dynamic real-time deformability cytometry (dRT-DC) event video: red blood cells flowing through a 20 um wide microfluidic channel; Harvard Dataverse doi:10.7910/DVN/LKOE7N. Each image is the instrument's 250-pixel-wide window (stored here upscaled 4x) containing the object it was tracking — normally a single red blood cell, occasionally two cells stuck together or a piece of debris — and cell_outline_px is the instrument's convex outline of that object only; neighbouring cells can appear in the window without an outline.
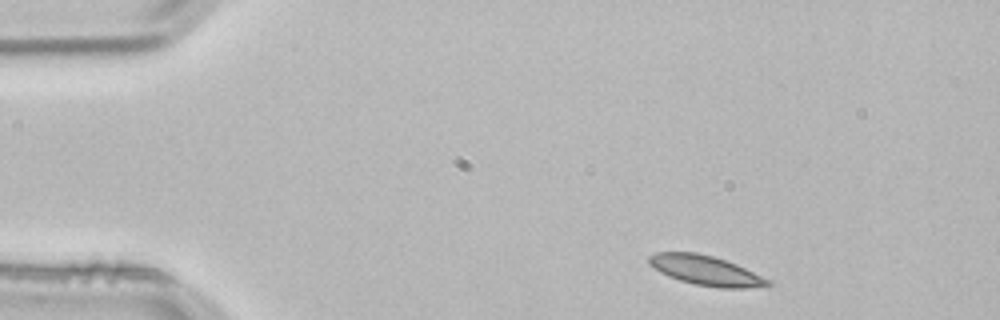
{"species": "common noctule bat (a hibernating species)", "species_latin": "Nyctalus noctula", "temperature_condition": "room temperature", "stored_images_in_passage": 2, "segment_of_instrument_passage": [2, 2], "camera_frame_rate_fps": 3000, "um_per_image_px": 0.085, "animal": {"sex": "male", "body_mass_g": 21.5, "forearm_length_mm": 52.0}, "frame": {"image": 1, "passage_image": 2, "time_ms": 0.333, "image_size_px": [1000, 320], "cell_outline_px": [[772, 284], [768, 288], [720, 288], [696, 284], [680, 280], [668, 276], [660, 272], [648, 264], [648, 256], [656, 252], [696, 252], [712, 256], [736, 264], [772, 280]], "centroid_in_image_um": [60.04, 23.0], "position_along_channel_um": 25.0, "area_um2": 20.81}}